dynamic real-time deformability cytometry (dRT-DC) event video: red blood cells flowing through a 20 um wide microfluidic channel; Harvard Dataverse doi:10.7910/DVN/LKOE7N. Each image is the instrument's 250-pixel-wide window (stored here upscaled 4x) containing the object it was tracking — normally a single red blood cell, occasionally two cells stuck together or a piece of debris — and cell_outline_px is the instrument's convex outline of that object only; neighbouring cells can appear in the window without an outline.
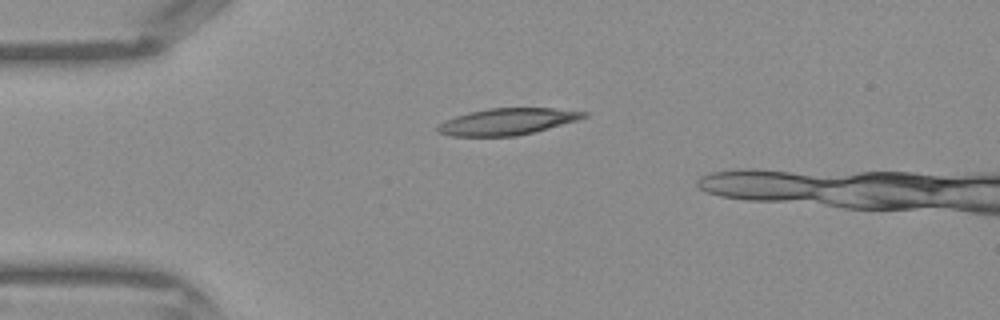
{"species": "Egyptian fruit bat (a non-hibernating species)", "species_latin": "Rousettus aegyptiacus", "temperature_condition": "warm", "stored_images_in_passage": 28, "camera_frame_rate_fps": 3000, "um_per_image_px": 0.085, "frame": {"image": 1, "passage_image": 1, "time_ms": 0.0, "image_size_px": [1000, 320], "cell_outline_px": [[588, 116], [576, 120], [548, 128], [516, 136], [452, 136], [436, 132], [436, 128], [444, 120], [468, 112], [488, 108], [552, 108], [588, 112]], "centroid_in_image_um": [43.08, 10.33], "position_along_channel_um": 41.9, "area_um2": 22.48}}
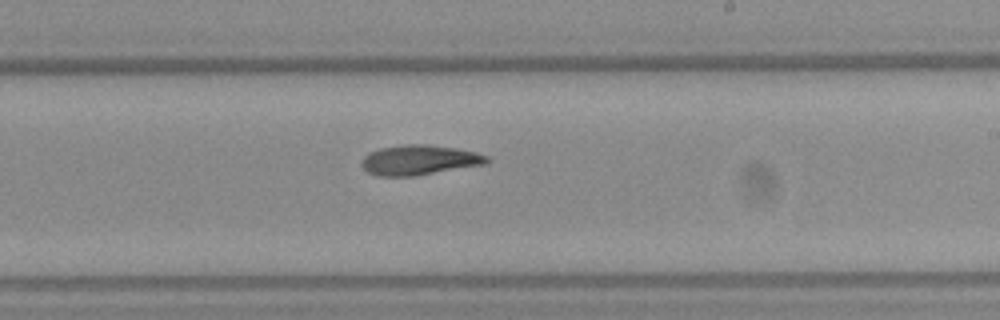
{"frame": {"image": 2, "passage_image": 16, "time_ms": 5.0, "image_size_px": [1000, 320], "cell_outline_px": [[492, 160], [488, 164], [412, 176], [376, 176], [368, 172], [360, 164], [364, 156], [368, 152], [380, 148], [404, 144], [424, 144], [456, 148], [476, 152], [488, 156]], "centroid_in_image_um": [35.66, 13.6], "position_along_channel_um": 253.3, "area_um2": 22.02}}
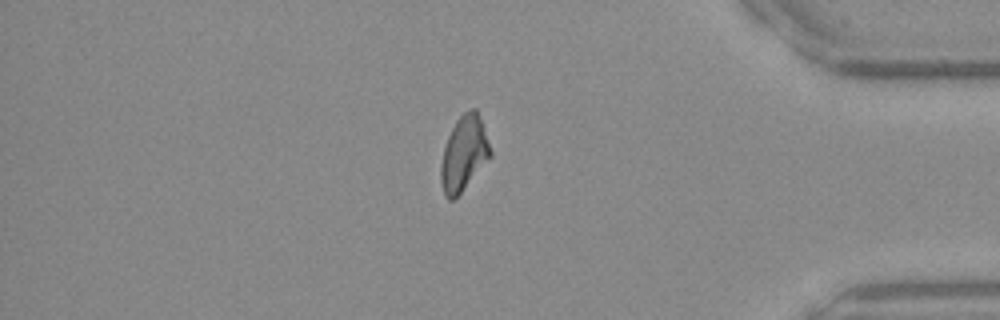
{"frame": {"image": 3, "passage_image": 27, "time_ms": 8.667, "image_size_px": [1000, 320], "cell_outline_px": [[492, 156], [460, 192], [452, 200], [448, 200], [444, 196], [440, 180], [440, 164], [444, 148], [448, 136], [456, 120], [464, 112], [472, 108], [476, 108], [492, 152]], "centroid_in_image_um": [39.41, 13.06], "position_along_channel_um": 395.8, "area_um2": 21.27}}